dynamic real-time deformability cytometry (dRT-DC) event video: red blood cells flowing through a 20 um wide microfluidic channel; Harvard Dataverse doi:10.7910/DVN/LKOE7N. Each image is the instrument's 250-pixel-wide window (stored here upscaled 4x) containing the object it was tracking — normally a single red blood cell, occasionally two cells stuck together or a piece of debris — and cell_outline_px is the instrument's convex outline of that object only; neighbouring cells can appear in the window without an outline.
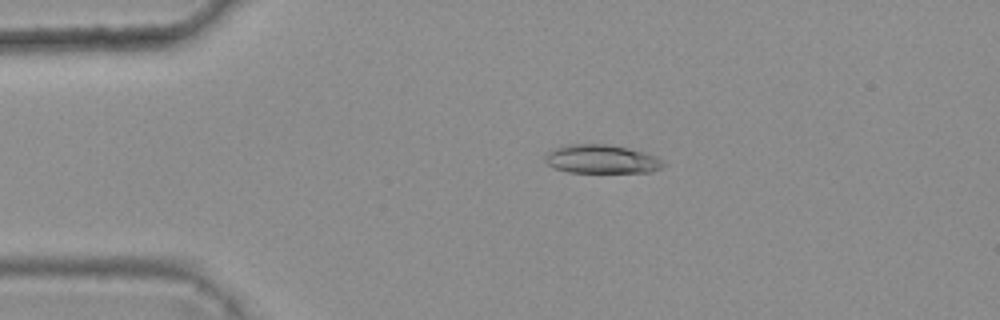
{"species": "common noctule bat (a hibernating species)", "species_latin": "Nyctalus noctula", "temperature_condition": "warm", "stored_images_in_passage": 5, "camera_frame_rate_fps": 3000, "um_per_image_px": 0.085, "animal": {"sex": "female", "body_mass_g": 25.1}, "frame": {"image": 1, "passage_image": 4, "time_ms": 1.0, "image_size_px": [1000, 320], "cell_outline_px": [[664, 164], [660, 168], [648, 172], [568, 172], [556, 168], [548, 164], [544, 160], [548, 152], [564, 144], [604, 144], [628, 148], [644, 152], [656, 156]], "centroid_in_image_um": [51.11, 13.52], "position_along_channel_um": 33.9, "area_um2": 19.48}}